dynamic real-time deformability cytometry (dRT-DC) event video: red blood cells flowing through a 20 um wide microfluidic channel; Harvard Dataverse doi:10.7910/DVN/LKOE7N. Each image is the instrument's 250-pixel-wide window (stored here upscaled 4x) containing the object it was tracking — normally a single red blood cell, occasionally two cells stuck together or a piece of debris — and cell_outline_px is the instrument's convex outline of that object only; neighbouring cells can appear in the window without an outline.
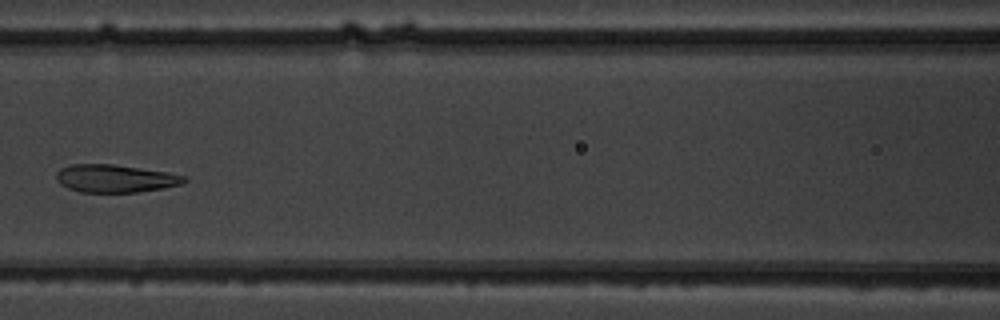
{"species": "common noctule bat (a hibernating species)", "species_latin": "Nyctalus noctula", "temperature_condition": "warm", "stored_images_in_passage": 5, "camera_frame_rate_fps": 3000, "um_per_image_px": 0.085, "animal": {"sex": "male", "body_mass_g": 19.5, "forearm_length_mm": 54.6}, "frame": {"image": 1, "passage_image": 5, "time_ms": 4.667, "image_size_px": [1000, 320], "cell_outline_px": [[188, 180], [180, 184], [164, 188], [136, 192], [80, 192], [68, 188], [60, 184], [56, 180], [56, 172], [60, 168], [72, 164], [112, 164], [168, 172], [188, 176]], "centroid_in_image_um": [9.79, 15.17], "position_along_channel_um": 156.8, "area_um2": 20.81}}